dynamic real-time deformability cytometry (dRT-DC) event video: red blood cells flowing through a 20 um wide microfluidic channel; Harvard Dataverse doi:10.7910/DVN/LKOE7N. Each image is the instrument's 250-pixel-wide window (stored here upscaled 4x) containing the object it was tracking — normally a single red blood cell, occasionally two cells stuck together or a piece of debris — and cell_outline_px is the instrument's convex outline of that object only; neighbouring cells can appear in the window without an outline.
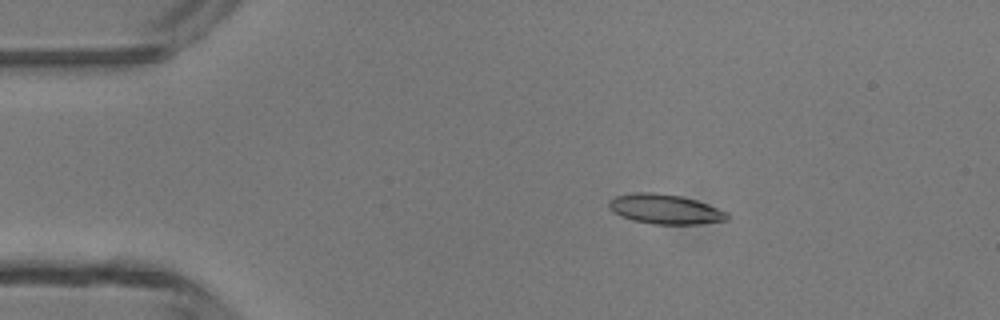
{"species": "common noctule bat (a hibernating species)", "species_latin": "Nyctalus noctula", "temperature_condition": "room temperature", "stored_images_in_passage": 5, "camera_frame_rate_fps": 3000, "um_per_image_px": 0.085, "animal": {"sex": "male", "body_mass_g": 13.3}, "frame": {"image": 1, "passage_image": 2, "time_ms": 1.333, "image_size_px": [1000, 320], "cell_outline_px": [[728, 220], [696, 224], [652, 224], [632, 220], [620, 216], [612, 212], [608, 208], [608, 200], [616, 196], [632, 192], [652, 192], [680, 196], [696, 200], [708, 204], [728, 212]], "centroid_in_image_um": [56.49, 17.77], "position_along_channel_um": 28.5, "area_um2": 20.63}}
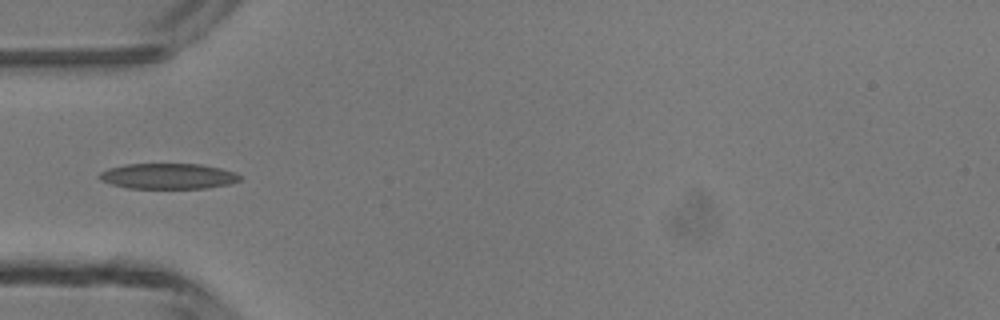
{"frame": {"image": 2, "passage_image": 4, "time_ms": 3.667, "image_size_px": [1000, 320], "cell_outline_px": [[240, 180], [228, 184], [208, 188], [128, 188], [112, 184], [100, 180], [100, 172], [108, 168], [124, 164], [200, 164], [220, 168], [236, 172], [240, 176]], "centroid_in_image_um": [14.29, 14.97], "position_along_channel_um": 70.7, "area_um2": 20.87}}
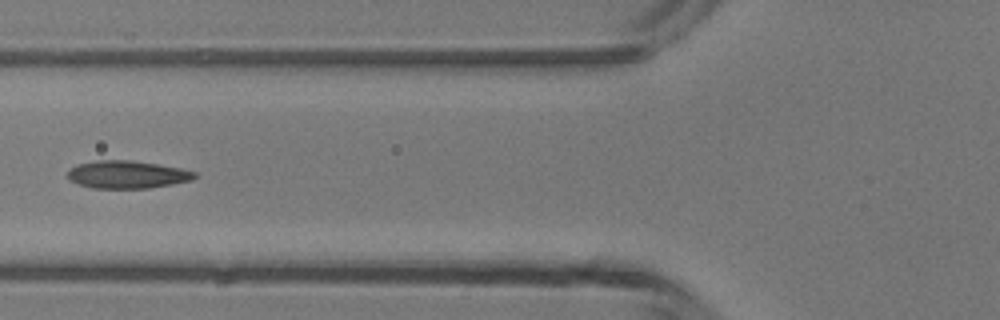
{"frame": {"image": 3, "passage_image": 5, "time_ms": 4.667, "image_size_px": [1000, 320], "cell_outline_px": [[196, 176], [192, 180], [172, 184], [148, 188], [92, 188], [68, 180], [68, 172], [76, 164], [96, 160], [128, 160], [156, 164], [180, 168], [196, 172]], "centroid_in_image_um": [10.79, 14.83], "position_along_channel_um": 115.0, "area_um2": 20.35}}